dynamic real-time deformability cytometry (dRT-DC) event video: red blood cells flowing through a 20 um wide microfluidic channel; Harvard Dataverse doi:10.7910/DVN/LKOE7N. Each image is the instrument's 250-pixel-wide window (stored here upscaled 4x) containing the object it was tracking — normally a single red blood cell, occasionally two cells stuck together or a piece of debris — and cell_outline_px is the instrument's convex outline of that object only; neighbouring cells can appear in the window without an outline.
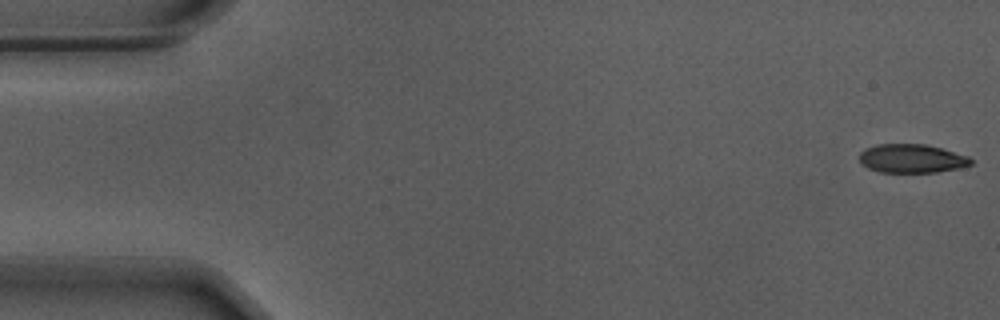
{"species": "Egyptian fruit bat (a non-hibernating species)", "species_latin": "Rousettus aegyptiacus", "temperature_condition": "warm", "stored_images_in_passage": 52, "camera_frame_rate_fps": 3000, "um_per_image_px": 0.085, "animal": {"sex": "male"}, "frame": {"image": 1, "passage_image": 1, "time_ms": 0.0, "image_size_px": [1000, 320], "cell_outline_px": [[972, 164], [960, 168], [936, 172], [880, 172], [868, 168], [860, 164], [860, 152], [864, 148], [876, 144], [928, 144], [968, 156], [972, 160]], "centroid_in_image_um": [77.48, 13.47], "position_along_channel_um": 7.5, "area_um2": 18.79}}
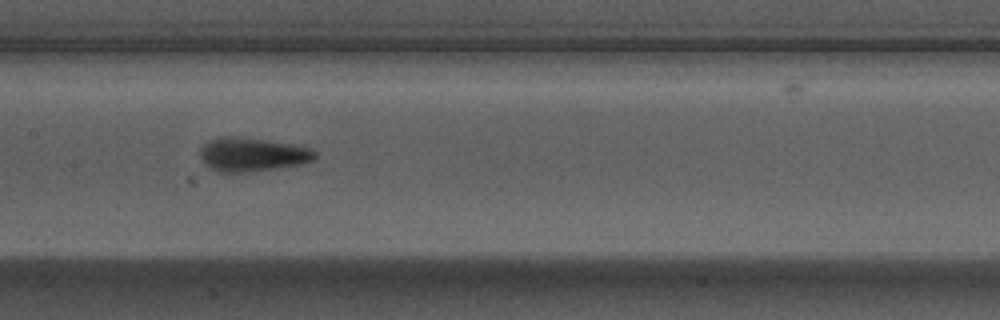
{"frame": {"image": 2, "passage_image": 27, "time_ms": 8.667, "image_size_px": [1000, 320], "cell_outline_px": [[316, 160], [304, 164], [276, 168], [244, 172], [216, 172], [204, 164], [200, 156], [200, 148], [208, 140], [224, 136], [264, 140], [312, 148], [316, 152]], "centroid_in_image_um": [21.44, 13.15], "position_along_channel_um": 186.0, "area_um2": 22.48}}
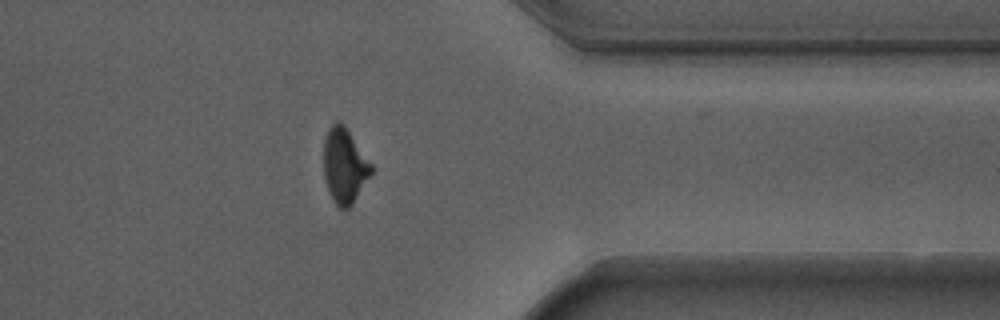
{"frame": {"image": 3, "passage_image": 44, "time_ms": 14.333, "image_size_px": [1000, 320], "cell_outline_px": [[372, 172], [352, 204], [348, 208], [340, 208], [336, 204], [328, 192], [324, 176], [324, 136], [328, 128], [336, 120], [340, 120], [344, 124], [372, 164]], "centroid_in_image_um": [29.26, 14.05], "position_along_channel_um": 382.1, "area_um2": 20.75}, "authors_computed_cell_mechanics": {"area_um2": 20.7791, "velocity_mm_per_s": 3.7028, "shape_relaxation_time_tau1_ms": 2.9893, "shape_relaxation_time_tau2_ms": 0.6594, "deformation_change_tau1": 0.1793, "deformation_change_tau2": 0.0862}}